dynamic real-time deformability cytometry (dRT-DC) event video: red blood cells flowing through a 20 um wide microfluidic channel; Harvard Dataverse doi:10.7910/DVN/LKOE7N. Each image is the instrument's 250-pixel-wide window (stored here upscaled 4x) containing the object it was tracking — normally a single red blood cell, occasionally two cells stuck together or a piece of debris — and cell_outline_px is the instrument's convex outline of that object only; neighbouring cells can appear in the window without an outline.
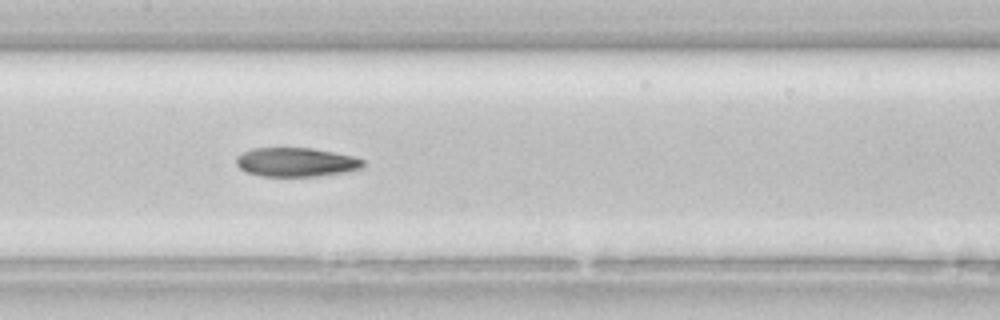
{"species": "common noctule bat (a hibernating species)", "species_latin": "Nyctalus noctula", "temperature_condition": "room temperature", "stored_images_in_passage": 27, "camera_frame_rate_fps": 3000, "um_per_image_px": 0.085, "animal": {"sex": "female", "body_mass_g": 22.7, "forearm_length_mm": 54.2}, "frame": {"image": 1, "passage_image": 12, "time_ms": 3.667, "image_size_px": [1000, 320], "cell_outline_px": [[364, 168], [344, 172], [316, 176], [260, 176], [248, 172], [240, 168], [236, 164], [236, 156], [252, 148], [312, 148], [352, 156], [364, 160]], "centroid_in_image_um": [25.16, 13.78], "position_along_channel_um": 182.2, "area_um2": 21.33}}